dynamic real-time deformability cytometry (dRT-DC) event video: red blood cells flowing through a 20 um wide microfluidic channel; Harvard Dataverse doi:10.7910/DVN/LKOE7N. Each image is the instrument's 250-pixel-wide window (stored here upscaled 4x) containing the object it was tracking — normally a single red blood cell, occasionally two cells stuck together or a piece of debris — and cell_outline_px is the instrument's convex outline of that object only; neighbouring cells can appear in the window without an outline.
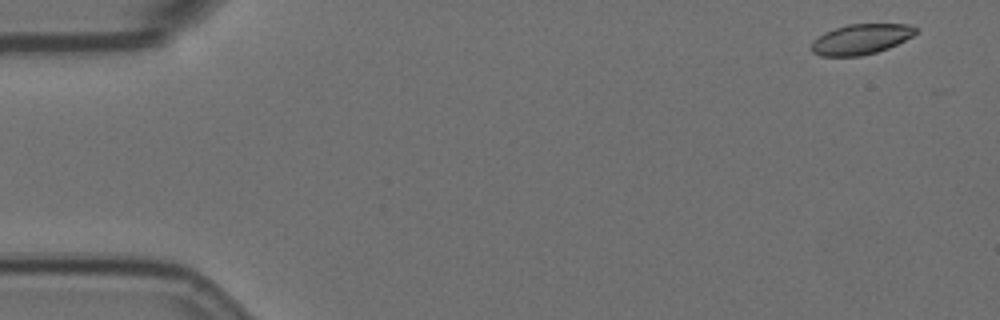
{"species": "Egyptian fruit bat (a non-hibernating species)", "species_latin": "Rousettus aegyptiacus", "temperature_condition": "room temperature", "stored_images_in_passage": 5, "camera_frame_rate_fps": 3000, "um_per_image_px": 0.085, "animal": {"sex": "female"}, "frame": {"image": 1, "passage_image": 1, "time_ms": 0.0, "image_size_px": [1000, 320], "cell_outline_px": [[920, 28], [912, 36], [888, 48], [876, 52], [860, 56], [820, 56], [812, 52], [812, 40], [824, 32], [848, 24], [908, 24]], "centroid_in_image_um": [73.17, 3.33], "position_along_channel_um": 11.8, "area_um2": 18.38}}
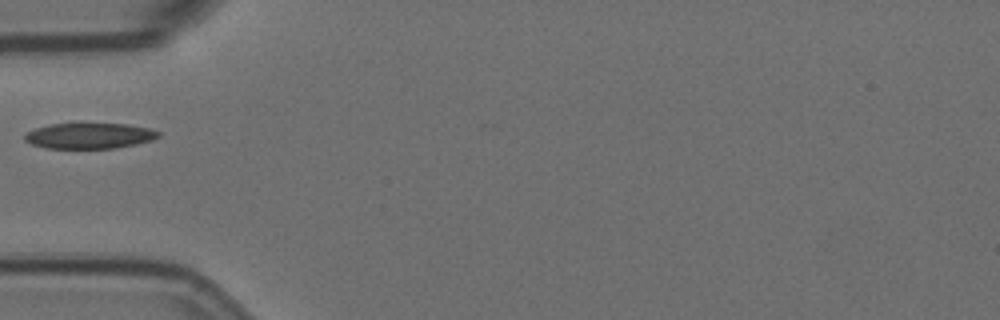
{"frame": {"image": 2, "passage_image": 4, "time_ms": 1.0, "image_size_px": [1000, 320], "cell_outline_px": [[160, 136], [152, 140], [136, 144], [116, 148], [48, 148], [32, 144], [24, 140], [24, 136], [28, 132], [36, 128], [52, 124], [72, 120], [80, 120], [128, 124], [148, 128], [160, 132]], "centroid_in_image_um": [7.6, 11.48], "position_along_channel_um": 77.4, "area_um2": 20.98}}
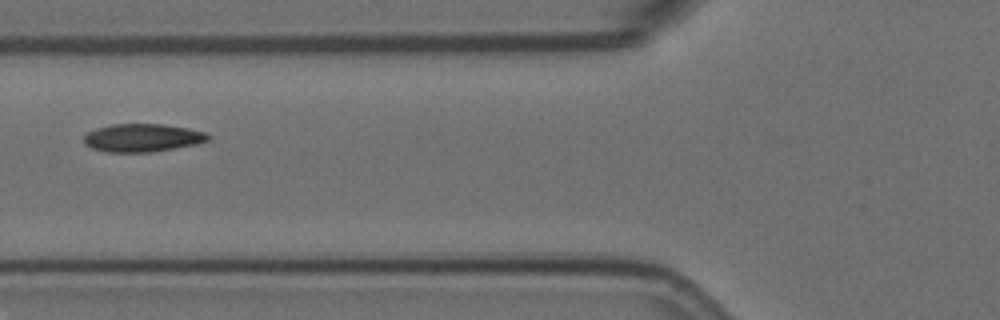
{"frame": {"image": 3, "passage_image": 5, "time_ms": 1.333, "image_size_px": [1000, 320], "cell_outline_px": [[212, 136], [208, 140], [196, 144], [152, 152], [108, 152], [92, 148], [84, 144], [84, 136], [88, 132], [96, 128], [112, 124], [164, 124], [188, 128], [204, 132]], "centroid_in_image_um": [12.1, 11.71], "position_along_channel_um": 113.7, "area_um2": 20.29}}